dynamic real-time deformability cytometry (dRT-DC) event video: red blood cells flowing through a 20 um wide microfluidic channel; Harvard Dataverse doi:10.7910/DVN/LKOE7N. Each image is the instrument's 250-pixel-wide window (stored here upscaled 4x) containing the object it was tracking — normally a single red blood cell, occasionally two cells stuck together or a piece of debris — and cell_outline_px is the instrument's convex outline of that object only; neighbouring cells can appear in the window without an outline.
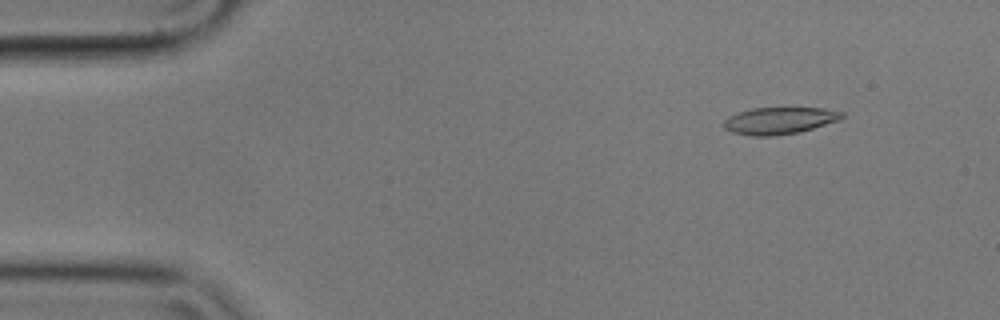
{"species": "common noctule bat (a hibernating species)", "species_latin": "Nyctalus noctula", "temperature_condition": "cold", "stored_images_in_passage": 54, "camera_frame_rate_fps": 3000, "um_per_image_px": 0.085, "animal": {"sex": "male", "body_mass_g": 17.9}, "frame": {"image": 1, "passage_image": 4, "time_ms": 1.0, "image_size_px": [1000, 320], "cell_outline_px": [[844, 116], [840, 120], [800, 132], [772, 136], [752, 136], [732, 132], [724, 128], [724, 120], [728, 116], [752, 108], [824, 108], [844, 112]], "centroid_in_image_um": [66.27, 10.25], "position_along_channel_um": 18.7, "area_um2": 18.55}}
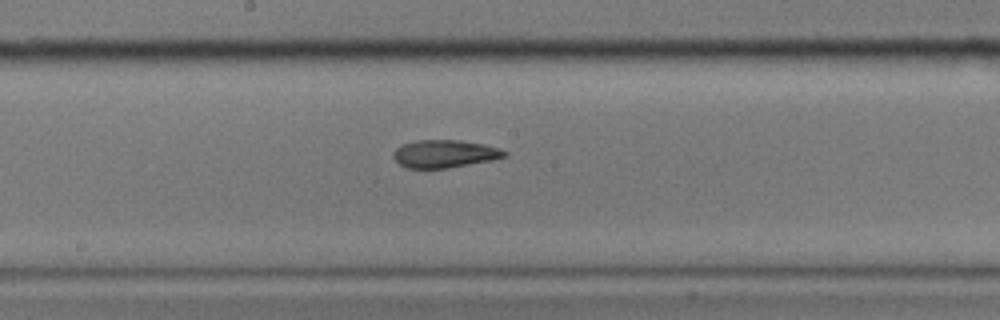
{"frame": {"image": 2, "passage_image": 27, "time_ms": 8.667, "image_size_px": [1000, 320], "cell_outline_px": [[508, 156], [492, 160], [448, 168], [408, 168], [400, 164], [392, 156], [392, 152], [396, 148], [404, 144], [416, 140], [460, 140], [484, 144], [500, 148], [508, 152]], "centroid_in_image_um": [37.82, 13.07], "position_along_channel_um": 210.4, "area_um2": 18.03}}
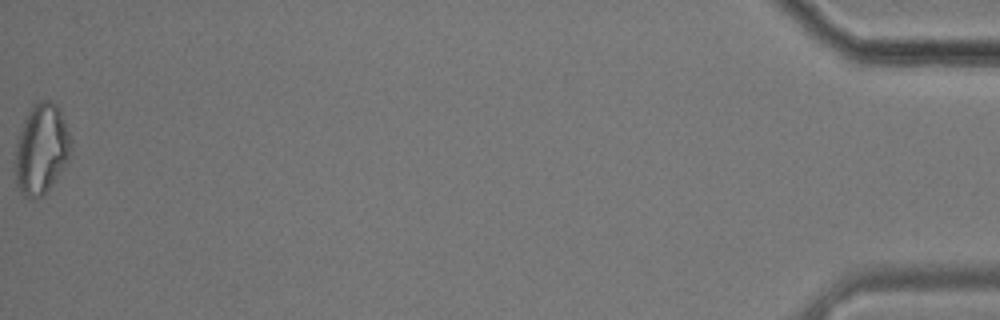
{"frame": {"image": 3, "passage_image": 54, "time_ms": 17.667, "image_size_px": [1000, 320], "cell_outline_px": [[72, 148], [68, 160], [64, 168], [52, 184], [40, 196], [32, 200], [24, 196], [20, 192], [16, 184], [16, 144], [24, 120], [32, 104], [40, 100], [52, 100], [56, 104], [60, 112], [72, 140]], "centroid_in_image_um": [3.53, 12.67], "position_along_channel_um": 431.7, "area_um2": 29.19}, "authors_computed_cell_mechanics": {"area_um2": 18.8717, "velocity_mm_per_s": 3.5626, "shape_relaxation_time_tau1_ms": 6.3912, "shape_relaxation_time_tau2_ms": 3.048, "deformation_change_tau1": 0.1863, "deformation_change_tau2": 0.1077}}